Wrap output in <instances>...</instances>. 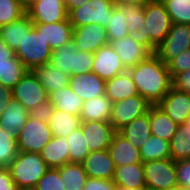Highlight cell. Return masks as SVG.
I'll list each match as a JSON object with an SVG mask.
<instances>
[{
	"instance_id": "22",
	"label": "cell",
	"mask_w": 190,
	"mask_h": 190,
	"mask_svg": "<svg viewBox=\"0 0 190 190\" xmlns=\"http://www.w3.org/2000/svg\"><path fill=\"white\" fill-rule=\"evenodd\" d=\"M113 182L116 187L147 190L142 163L115 168Z\"/></svg>"
},
{
	"instance_id": "19",
	"label": "cell",
	"mask_w": 190,
	"mask_h": 190,
	"mask_svg": "<svg viewBox=\"0 0 190 190\" xmlns=\"http://www.w3.org/2000/svg\"><path fill=\"white\" fill-rule=\"evenodd\" d=\"M88 177L113 180L115 164L107 150L90 152L82 162Z\"/></svg>"
},
{
	"instance_id": "56",
	"label": "cell",
	"mask_w": 190,
	"mask_h": 190,
	"mask_svg": "<svg viewBox=\"0 0 190 190\" xmlns=\"http://www.w3.org/2000/svg\"><path fill=\"white\" fill-rule=\"evenodd\" d=\"M166 190H182V187L177 185L176 187H170V188H167Z\"/></svg>"
},
{
	"instance_id": "30",
	"label": "cell",
	"mask_w": 190,
	"mask_h": 190,
	"mask_svg": "<svg viewBox=\"0 0 190 190\" xmlns=\"http://www.w3.org/2000/svg\"><path fill=\"white\" fill-rule=\"evenodd\" d=\"M149 121L151 134L157 137L171 141L176 133L178 124H176L158 105H151L149 108Z\"/></svg>"
},
{
	"instance_id": "42",
	"label": "cell",
	"mask_w": 190,
	"mask_h": 190,
	"mask_svg": "<svg viewBox=\"0 0 190 190\" xmlns=\"http://www.w3.org/2000/svg\"><path fill=\"white\" fill-rule=\"evenodd\" d=\"M26 14L21 0H0V27L18 20Z\"/></svg>"
},
{
	"instance_id": "26",
	"label": "cell",
	"mask_w": 190,
	"mask_h": 190,
	"mask_svg": "<svg viewBox=\"0 0 190 190\" xmlns=\"http://www.w3.org/2000/svg\"><path fill=\"white\" fill-rule=\"evenodd\" d=\"M69 153L67 139L53 136L40 154L49 168H59L69 163Z\"/></svg>"
},
{
	"instance_id": "23",
	"label": "cell",
	"mask_w": 190,
	"mask_h": 190,
	"mask_svg": "<svg viewBox=\"0 0 190 190\" xmlns=\"http://www.w3.org/2000/svg\"><path fill=\"white\" fill-rule=\"evenodd\" d=\"M32 72L47 93L57 91L69 84L70 75L60 71L51 62L35 67Z\"/></svg>"
},
{
	"instance_id": "57",
	"label": "cell",
	"mask_w": 190,
	"mask_h": 190,
	"mask_svg": "<svg viewBox=\"0 0 190 190\" xmlns=\"http://www.w3.org/2000/svg\"><path fill=\"white\" fill-rule=\"evenodd\" d=\"M116 190H140V189H129V188H123V187H116Z\"/></svg>"
},
{
	"instance_id": "32",
	"label": "cell",
	"mask_w": 190,
	"mask_h": 190,
	"mask_svg": "<svg viewBox=\"0 0 190 190\" xmlns=\"http://www.w3.org/2000/svg\"><path fill=\"white\" fill-rule=\"evenodd\" d=\"M80 124L81 120L79 116L55 109L48 122L53 136L65 138L79 128Z\"/></svg>"
},
{
	"instance_id": "25",
	"label": "cell",
	"mask_w": 190,
	"mask_h": 190,
	"mask_svg": "<svg viewBox=\"0 0 190 190\" xmlns=\"http://www.w3.org/2000/svg\"><path fill=\"white\" fill-rule=\"evenodd\" d=\"M111 111L112 101L106 95H102L94 99L83 101L79 117L81 122H109Z\"/></svg>"
},
{
	"instance_id": "11",
	"label": "cell",
	"mask_w": 190,
	"mask_h": 190,
	"mask_svg": "<svg viewBox=\"0 0 190 190\" xmlns=\"http://www.w3.org/2000/svg\"><path fill=\"white\" fill-rule=\"evenodd\" d=\"M13 99L20 102L28 112L39 104L48 101V93L39 79L28 71L20 82L12 89Z\"/></svg>"
},
{
	"instance_id": "5",
	"label": "cell",
	"mask_w": 190,
	"mask_h": 190,
	"mask_svg": "<svg viewBox=\"0 0 190 190\" xmlns=\"http://www.w3.org/2000/svg\"><path fill=\"white\" fill-rule=\"evenodd\" d=\"M52 51L42 34L33 27L29 34H25L21 46L15 50V56L32 71L35 67L50 62Z\"/></svg>"
},
{
	"instance_id": "44",
	"label": "cell",
	"mask_w": 190,
	"mask_h": 190,
	"mask_svg": "<svg viewBox=\"0 0 190 190\" xmlns=\"http://www.w3.org/2000/svg\"><path fill=\"white\" fill-rule=\"evenodd\" d=\"M168 71L171 74L172 79L183 71L190 70V49L180 53L168 64Z\"/></svg>"
},
{
	"instance_id": "37",
	"label": "cell",
	"mask_w": 190,
	"mask_h": 190,
	"mask_svg": "<svg viewBox=\"0 0 190 190\" xmlns=\"http://www.w3.org/2000/svg\"><path fill=\"white\" fill-rule=\"evenodd\" d=\"M17 134L0 126V168H7L18 154Z\"/></svg>"
},
{
	"instance_id": "36",
	"label": "cell",
	"mask_w": 190,
	"mask_h": 190,
	"mask_svg": "<svg viewBox=\"0 0 190 190\" xmlns=\"http://www.w3.org/2000/svg\"><path fill=\"white\" fill-rule=\"evenodd\" d=\"M139 151L142 162L169 158L170 142L151 134Z\"/></svg>"
},
{
	"instance_id": "7",
	"label": "cell",
	"mask_w": 190,
	"mask_h": 190,
	"mask_svg": "<svg viewBox=\"0 0 190 190\" xmlns=\"http://www.w3.org/2000/svg\"><path fill=\"white\" fill-rule=\"evenodd\" d=\"M147 190H166L178 185L176 162L170 157L142 162Z\"/></svg>"
},
{
	"instance_id": "43",
	"label": "cell",
	"mask_w": 190,
	"mask_h": 190,
	"mask_svg": "<svg viewBox=\"0 0 190 190\" xmlns=\"http://www.w3.org/2000/svg\"><path fill=\"white\" fill-rule=\"evenodd\" d=\"M35 190H65L59 168H49L37 182Z\"/></svg>"
},
{
	"instance_id": "1",
	"label": "cell",
	"mask_w": 190,
	"mask_h": 190,
	"mask_svg": "<svg viewBox=\"0 0 190 190\" xmlns=\"http://www.w3.org/2000/svg\"><path fill=\"white\" fill-rule=\"evenodd\" d=\"M137 92L151 105H158L173 86L167 65L156 53L128 70Z\"/></svg>"
},
{
	"instance_id": "18",
	"label": "cell",
	"mask_w": 190,
	"mask_h": 190,
	"mask_svg": "<svg viewBox=\"0 0 190 190\" xmlns=\"http://www.w3.org/2000/svg\"><path fill=\"white\" fill-rule=\"evenodd\" d=\"M105 80L94 72L71 75L69 79L70 89L83 101L105 95Z\"/></svg>"
},
{
	"instance_id": "53",
	"label": "cell",
	"mask_w": 190,
	"mask_h": 190,
	"mask_svg": "<svg viewBox=\"0 0 190 190\" xmlns=\"http://www.w3.org/2000/svg\"><path fill=\"white\" fill-rule=\"evenodd\" d=\"M64 1H65V6H66V9H67L68 13L72 9H76L78 7H82L87 2H89V0H64Z\"/></svg>"
},
{
	"instance_id": "40",
	"label": "cell",
	"mask_w": 190,
	"mask_h": 190,
	"mask_svg": "<svg viewBox=\"0 0 190 190\" xmlns=\"http://www.w3.org/2000/svg\"><path fill=\"white\" fill-rule=\"evenodd\" d=\"M126 18L129 32L142 31L145 27L144 6H115Z\"/></svg>"
},
{
	"instance_id": "8",
	"label": "cell",
	"mask_w": 190,
	"mask_h": 190,
	"mask_svg": "<svg viewBox=\"0 0 190 190\" xmlns=\"http://www.w3.org/2000/svg\"><path fill=\"white\" fill-rule=\"evenodd\" d=\"M53 135L48 123L29 117L17 135L18 151L41 153Z\"/></svg>"
},
{
	"instance_id": "29",
	"label": "cell",
	"mask_w": 190,
	"mask_h": 190,
	"mask_svg": "<svg viewBox=\"0 0 190 190\" xmlns=\"http://www.w3.org/2000/svg\"><path fill=\"white\" fill-rule=\"evenodd\" d=\"M48 101L54 106L55 110L79 116L83 106V100L74 93L69 85L48 93Z\"/></svg>"
},
{
	"instance_id": "45",
	"label": "cell",
	"mask_w": 190,
	"mask_h": 190,
	"mask_svg": "<svg viewBox=\"0 0 190 190\" xmlns=\"http://www.w3.org/2000/svg\"><path fill=\"white\" fill-rule=\"evenodd\" d=\"M178 186L190 190V159L176 162Z\"/></svg>"
},
{
	"instance_id": "15",
	"label": "cell",
	"mask_w": 190,
	"mask_h": 190,
	"mask_svg": "<svg viewBox=\"0 0 190 190\" xmlns=\"http://www.w3.org/2000/svg\"><path fill=\"white\" fill-rule=\"evenodd\" d=\"M80 126L90 152L107 150L116 132L110 122L84 121Z\"/></svg>"
},
{
	"instance_id": "16",
	"label": "cell",
	"mask_w": 190,
	"mask_h": 190,
	"mask_svg": "<svg viewBox=\"0 0 190 190\" xmlns=\"http://www.w3.org/2000/svg\"><path fill=\"white\" fill-rule=\"evenodd\" d=\"M126 71L134 68L139 62L147 59L153 52L146 46L136 42L129 36L110 43Z\"/></svg>"
},
{
	"instance_id": "14",
	"label": "cell",
	"mask_w": 190,
	"mask_h": 190,
	"mask_svg": "<svg viewBox=\"0 0 190 190\" xmlns=\"http://www.w3.org/2000/svg\"><path fill=\"white\" fill-rule=\"evenodd\" d=\"M93 63V72L105 81L126 72L121 59L110 43L94 53Z\"/></svg>"
},
{
	"instance_id": "28",
	"label": "cell",
	"mask_w": 190,
	"mask_h": 190,
	"mask_svg": "<svg viewBox=\"0 0 190 190\" xmlns=\"http://www.w3.org/2000/svg\"><path fill=\"white\" fill-rule=\"evenodd\" d=\"M33 28L30 17L25 14L16 21L0 27V36L3 41L14 51L21 46L25 34Z\"/></svg>"
},
{
	"instance_id": "33",
	"label": "cell",
	"mask_w": 190,
	"mask_h": 190,
	"mask_svg": "<svg viewBox=\"0 0 190 190\" xmlns=\"http://www.w3.org/2000/svg\"><path fill=\"white\" fill-rule=\"evenodd\" d=\"M65 190H83L88 178L82 163H67L59 167Z\"/></svg>"
},
{
	"instance_id": "58",
	"label": "cell",
	"mask_w": 190,
	"mask_h": 190,
	"mask_svg": "<svg viewBox=\"0 0 190 190\" xmlns=\"http://www.w3.org/2000/svg\"><path fill=\"white\" fill-rule=\"evenodd\" d=\"M4 109H5L4 106H1V105H0V116H1V114L4 112Z\"/></svg>"
},
{
	"instance_id": "48",
	"label": "cell",
	"mask_w": 190,
	"mask_h": 190,
	"mask_svg": "<svg viewBox=\"0 0 190 190\" xmlns=\"http://www.w3.org/2000/svg\"><path fill=\"white\" fill-rule=\"evenodd\" d=\"M172 80L174 88L190 94V70L178 73Z\"/></svg>"
},
{
	"instance_id": "38",
	"label": "cell",
	"mask_w": 190,
	"mask_h": 190,
	"mask_svg": "<svg viewBox=\"0 0 190 190\" xmlns=\"http://www.w3.org/2000/svg\"><path fill=\"white\" fill-rule=\"evenodd\" d=\"M69 145V163H82L90 153L81 126L66 137Z\"/></svg>"
},
{
	"instance_id": "54",
	"label": "cell",
	"mask_w": 190,
	"mask_h": 190,
	"mask_svg": "<svg viewBox=\"0 0 190 190\" xmlns=\"http://www.w3.org/2000/svg\"><path fill=\"white\" fill-rule=\"evenodd\" d=\"M38 0H21L22 5L25 9L31 6L33 3L37 2Z\"/></svg>"
},
{
	"instance_id": "12",
	"label": "cell",
	"mask_w": 190,
	"mask_h": 190,
	"mask_svg": "<svg viewBox=\"0 0 190 190\" xmlns=\"http://www.w3.org/2000/svg\"><path fill=\"white\" fill-rule=\"evenodd\" d=\"M33 24H53L68 19L64 0H38L26 9Z\"/></svg>"
},
{
	"instance_id": "3",
	"label": "cell",
	"mask_w": 190,
	"mask_h": 190,
	"mask_svg": "<svg viewBox=\"0 0 190 190\" xmlns=\"http://www.w3.org/2000/svg\"><path fill=\"white\" fill-rule=\"evenodd\" d=\"M19 189H34L49 167L39 153L18 151L15 159L7 167Z\"/></svg>"
},
{
	"instance_id": "27",
	"label": "cell",
	"mask_w": 190,
	"mask_h": 190,
	"mask_svg": "<svg viewBox=\"0 0 190 190\" xmlns=\"http://www.w3.org/2000/svg\"><path fill=\"white\" fill-rule=\"evenodd\" d=\"M133 147H142L151 136L149 110L145 115L134 119L118 131Z\"/></svg>"
},
{
	"instance_id": "21",
	"label": "cell",
	"mask_w": 190,
	"mask_h": 190,
	"mask_svg": "<svg viewBox=\"0 0 190 190\" xmlns=\"http://www.w3.org/2000/svg\"><path fill=\"white\" fill-rule=\"evenodd\" d=\"M108 151L115 167L142 163L139 148L133 147L118 131L113 134Z\"/></svg>"
},
{
	"instance_id": "46",
	"label": "cell",
	"mask_w": 190,
	"mask_h": 190,
	"mask_svg": "<svg viewBox=\"0 0 190 190\" xmlns=\"http://www.w3.org/2000/svg\"><path fill=\"white\" fill-rule=\"evenodd\" d=\"M53 111L54 106L49 101H47L31 109L28 113L29 117H33L41 122L48 123L51 119Z\"/></svg>"
},
{
	"instance_id": "31",
	"label": "cell",
	"mask_w": 190,
	"mask_h": 190,
	"mask_svg": "<svg viewBox=\"0 0 190 190\" xmlns=\"http://www.w3.org/2000/svg\"><path fill=\"white\" fill-rule=\"evenodd\" d=\"M28 118V110L20 102L12 99L0 116V126L5 131L15 132L18 135Z\"/></svg>"
},
{
	"instance_id": "10",
	"label": "cell",
	"mask_w": 190,
	"mask_h": 190,
	"mask_svg": "<svg viewBox=\"0 0 190 190\" xmlns=\"http://www.w3.org/2000/svg\"><path fill=\"white\" fill-rule=\"evenodd\" d=\"M188 49H190V24L172 23L170 31L155 53L167 65Z\"/></svg>"
},
{
	"instance_id": "39",
	"label": "cell",
	"mask_w": 190,
	"mask_h": 190,
	"mask_svg": "<svg viewBox=\"0 0 190 190\" xmlns=\"http://www.w3.org/2000/svg\"><path fill=\"white\" fill-rule=\"evenodd\" d=\"M172 23L190 24V0H161Z\"/></svg>"
},
{
	"instance_id": "17",
	"label": "cell",
	"mask_w": 190,
	"mask_h": 190,
	"mask_svg": "<svg viewBox=\"0 0 190 190\" xmlns=\"http://www.w3.org/2000/svg\"><path fill=\"white\" fill-rule=\"evenodd\" d=\"M158 106L176 124H183L190 114V94L172 86Z\"/></svg>"
},
{
	"instance_id": "55",
	"label": "cell",
	"mask_w": 190,
	"mask_h": 190,
	"mask_svg": "<svg viewBox=\"0 0 190 190\" xmlns=\"http://www.w3.org/2000/svg\"><path fill=\"white\" fill-rule=\"evenodd\" d=\"M186 127H190V114L189 116L186 118L185 122L183 123Z\"/></svg>"
},
{
	"instance_id": "50",
	"label": "cell",
	"mask_w": 190,
	"mask_h": 190,
	"mask_svg": "<svg viewBox=\"0 0 190 190\" xmlns=\"http://www.w3.org/2000/svg\"><path fill=\"white\" fill-rule=\"evenodd\" d=\"M14 57L15 51L0 36V61H11Z\"/></svg>"
},
{
	"instance_id": "41",
	"label": "cell",
	"mask_w": 190,
	"mask_h": 190,
	"mask_svg": "<svg viewBox=\"0 0 190 190\" xmlns=\"http://www.w3.org/2000/svg\"><path fill=\"white\" fill-rule=\"evenodd\" d=\"M105 28L110 43L123 39L129 34L126 18L115 6L112 8V18Z\"/></svg>"
},
{
	"instance_id": "51",
	"label": "cell",
	"mask_w": 190,
	"mask_h": 190,
	"mask_svg": "<svg viewBox=\"0 0 190 190\" xmlns=\"http://www.w3.org/2000/svg\"><path fill=\"white\" fill-rule=\"evenodd\" d=\"M13 99L12 89L0 84V105L6 108Z\"/></svg>"
},
{
	"instance_id": "20",
	"label": "cell",
	"mask_w": 190,
	"mask_h": 190,
	"mask_svg": "<svg viewBox=\"0 0 190 190\" xmlns=\"http://www.w3.org/2000/svg\"><path fill=\"white\" fill-rule=\"evenodd\" d=\"M39 34H42L52 50L60 48L73 39V27L69 21H60L53 24H33Z\"/></svg>"
},
{
	"instance_id": "35",
	"label": "cell",
	"mask_w": 190,
	"mask_h": 190,
	"mask_svg": "<svg viewBox=\"0 0 190 190\" xmlns=\"http://www.w3.org/2000/svg\"><path fill=\"white\" fill-rule=\"evenodd\" d=\"M170 158L175 162L190 159V127L178 125L170 141Z\"/></svg>"
},
{
	"instance_id": "24",
	"label": "cell",
	"mask_w": 190,
	"mask_h": 190,
	"mask_svg": "<svg viewBox=\"0 0 190 190\" xmlns=\"http://www.w3.org/2000/svg\"><path fill=\"white\" fill-rule=\"evenodd\" d=\"M105 95L115 103L129 97L138 95L136 85L128 71L106 80Z\"/></svg>"
},
{
	"instance_id": "2",
	"label": "cell",
	"mask_w": 190,
	"mask_h": 190,
	"mask_svg": "<svg viewBox=\"0 0 190 190\" xmlns=\"http://www.w3.org/2000/svg\"><path fill=\"white\" fill-rule=\"evenodd\" d=\"M144 16L146 24L142 31L129 32L128 36L155 53L170 31L172 21L161 0L146 4Z\"/></svg>"
},
{
	"instance_id": "4",
	"label": "cell",
	"mask_w": 190,
	"mask_h": 190,
	"mask_svg": "<svg viewBox=\"0 0 190 190\" xmlns=\"http://www.w3.org/2000/svg\"><path fill=\"white\" fill-rule=\"evenodd\" d=\"M94 53L80 51L72 40L52 51L51 63L62 72L79 75L93 72Z\"/></svg>"
},
{
	"instance_id": "47",
	"label": "cell",
	"mask_w": 190,
	"mask_h": 190,
	"mask_svg": "<svg viewBox=\"0 0 190 190\" xmlns=\"http://www.w3.org/2000/svg\"><path fill=\"white\" fill-rule=\"evenodd\" d=\"M83 190H116L113 180L88 177Z\"/></svg>"
},
{
	"instance_id": "52",
	"label": "cell",
	"mask_w": 190,
	"mask_h": 190,
	"mask_svg": "<svg viewBox=\"0 0 190 190\" xmlns=\"http://www.w3.org/2000/svg\"><path fill=\"white\" fill-rule=\"evenodd\" d=\"M115 6L133 5V6H145L146 4L154 0H113Z\"/></svg>"
},
{
	"instance_id": "49",
	"label": "cell",
	"mask_w": 190,
	"mask_h": 190,
	"mask_svg": "<svg viewBox=\"0 0 190 190\" xmlns=\"http://www.w3.org/2000/svg\"><path fill=\"white\" fill-rule=\"evenodd\" d=\"M0 190H20L13 181L8 168H0Z\"/></svg>"
},
{
	"instance_id": "34",
	"label": "cell",
	"mask_w": 190,
	"mask_h": 190,
	"mask_svg": "<svg viewBox=\"0 0 190 190\" xmlns=\"http://www.w3.org/2000/svg\"><path fill=\"white\" fill-rule=\"evenodd\" d=\"M28 71L16 56L11 61H0V84L13 89Z\"/></svg>"
},
{
	"instance_id": "9",
	"label": "cell",
	"mask_w": 190,
	"mask_h": 190,
	"mask_svg": "<svg viewBox=\"0 0 190 190\" xmlns=\"http://www.w3.org/2000/svg\"><path fill=\"white\" fill-rule=\"evenodd\" d=\"M150 106L151 104L139 94L117 101L112 103L109 122L115 131H119L134 119L148 113Z\"/></svg>"
},
{
	"instance_id": "13",
	"label": "cell",
	"mask_w": 190,
	"mask_h": 190,
	"mask_svg": "<svg viewBox=\"0 0 190 190\" xmlns=\"http://www.w3.org/2000/svg\"><path fill=\"white\" fill-rule=\"evenodd\" d=\"M74 44L80 51L95 53L99 48L109 44L105 26L89 24L73 29Z\"/></svg>"
},
{
	"instance_id": "6",
	"label": "cell",
	"mask_w": 190,
	"mask_h": 190,
	"mask_svg": "<svg viewBox=\"0 0 190 190\" xmlns=\"http://www.w3.org/2000/svg\"><path fill=\"white\" fill-rule=\"evenodd\" d=\"M113 0H89L82 7L72 9L68 13V19L73 28L98 24L107 26L112 18Z\"/></svg>"
}]
</instances>
